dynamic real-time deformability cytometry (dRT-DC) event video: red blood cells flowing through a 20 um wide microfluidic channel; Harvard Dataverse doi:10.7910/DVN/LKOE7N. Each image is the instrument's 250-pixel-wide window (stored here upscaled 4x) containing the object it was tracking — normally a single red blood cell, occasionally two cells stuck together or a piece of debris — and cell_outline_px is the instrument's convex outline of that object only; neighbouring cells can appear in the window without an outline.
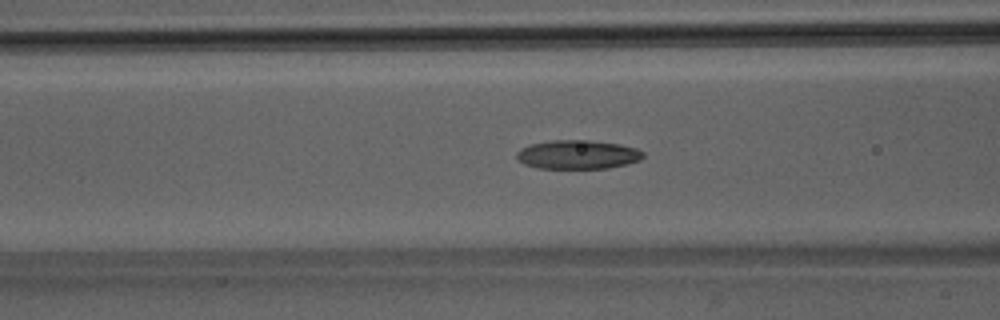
{"species": "Egyptian fruit bat (a non-hibernating species)", "species_latin": "Rousettus aegyptiacus", "temperature_condition": "room temperature", "stored_images_in_passage": 51, "camera_frame_rate_fps": 3000, "um_per_image_px": 0.085, "animal": {"sex": "male"}, "frame": {"image": 1, "passage_image": 21, "time_ms": 6.667, "image_size_px": [1000, 320], "cell_outline_px": [[644, 156], [640, 160], [628, 164], [608, 168], [536, 168], [524, 164], [516, 156], [516, 152], [520, 148], [528, 144], [552, 140], [588, 140], [620, 144], [636, 148], [644, 152]], "centroid_in_image_um": [49.1, 13.13], "position_along_channel_um": 117.5, "area_um2": 21.44}}
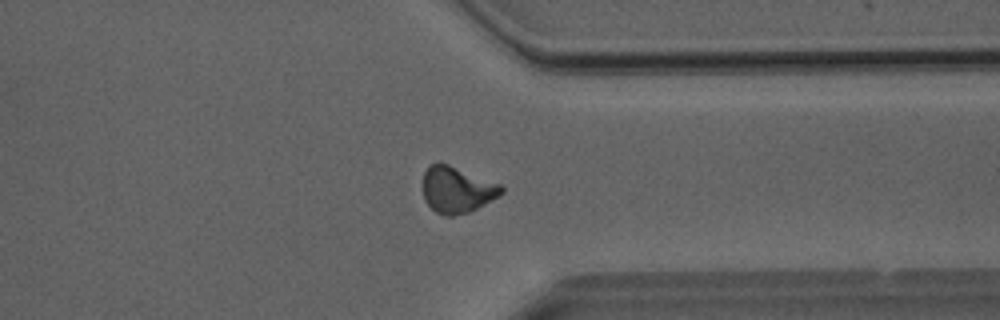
{"frame": {"image": 2, "passage_image": 40, "time_ms": 13.0, "image_size_px": [1000, 320], "cell_outline_px": [[504, 192], [476, 208], [468, 212], [452, 216], [444, 216], [436, 212], [424, 200], [424, 172], [428, 164], [436, 160], [448, 164], [500, 184], [504, 188]], "centroid_in_image_um": [38.8, 16.1], "position_along_channel_um": 372.6, "area_um2": 21.04}}
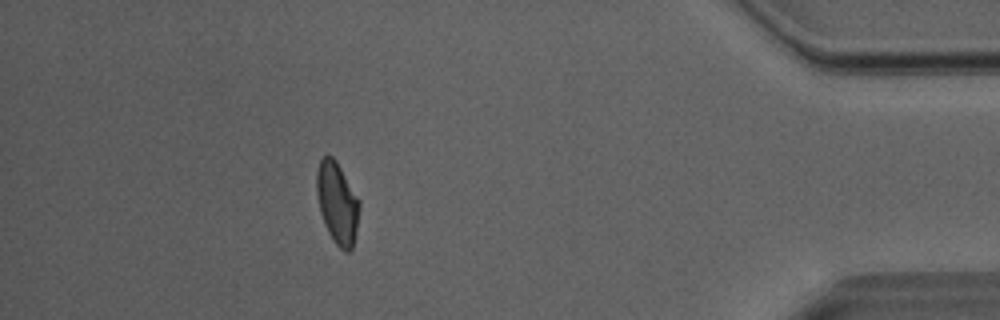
{"frame": {"image": 3, "passage_image": 46, "time_ms": 15.0, "image_size_px": [1000, 320], "cell_outline_px": [[360, 208], [356, 232], [352, 248], [348, 252], [344, 252], [332, 240], [328, 232], [320, 212], [316, 192], [316, 172], [320, 160], [324, 156], [332, 156], [336, 160], [360, 200]], "centroid_in_image_um": [28.67, 17.26], "position_along_channel_um": 406.5, "area_um2": 20.46}, "authors_computed_cell_mechanics": {"area_um2": 20.9814, "velocity_mm_per_s": 4.0571, "shape_relaxation_time_tau1_ms": 7.5562, "shape_relaxation_time_tau2_ms": 1.9797, "deformation_change_tau1": 0.2034, "deformation_change_tau2": 0.0884}}